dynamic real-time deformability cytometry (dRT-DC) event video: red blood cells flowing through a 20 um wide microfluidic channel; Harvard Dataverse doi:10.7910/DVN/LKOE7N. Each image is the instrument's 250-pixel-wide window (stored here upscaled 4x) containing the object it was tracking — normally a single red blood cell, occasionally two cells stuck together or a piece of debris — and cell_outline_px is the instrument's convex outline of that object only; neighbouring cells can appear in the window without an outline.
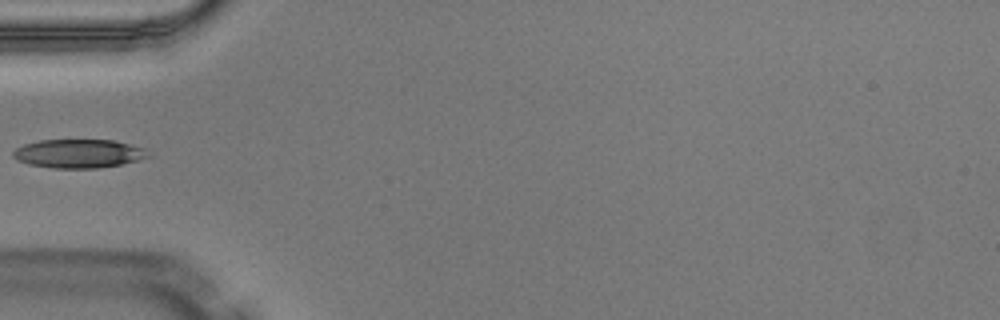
{"species": "Egyptian fruit bat (a non-hibernating species)", "species_latin": "Rousettus aegyptiacus", "temperature_condition": "warm", "stored_images_in_passage": 5, "camera_frame_rate_fps": 3000, "um_per_image_px": 0.085, "animal": {"sex": "male"}, "frame": {"image": 1, "passage_image": 5, "time_ms": 1.333, "image_size_px": [1000, 320], "cell_outline_px": [[152, 156], [120, 164], [100, 168], [52, 168], [28, 164], [16, 160], [12, 156], [12, 152], [16, 148], [24, 144], [40, 140], [112, 140], [144, 148]], "centroid_in_image_um": [6.64, 13.06], "position_along_channel_um": 78.4, "area_um2": 22.54}}